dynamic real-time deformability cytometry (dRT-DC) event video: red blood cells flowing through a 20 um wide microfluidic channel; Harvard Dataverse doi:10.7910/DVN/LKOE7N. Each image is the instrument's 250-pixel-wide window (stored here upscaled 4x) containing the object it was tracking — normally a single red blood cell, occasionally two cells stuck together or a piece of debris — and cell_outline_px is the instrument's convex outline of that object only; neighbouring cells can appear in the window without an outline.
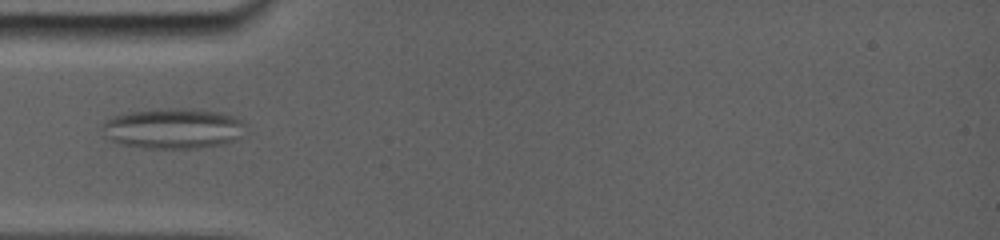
{"species": "common noctule bat (a hibernating species)", "species_latin": "Nyctalus noctula", "temperature_condition": "room temperature", "stored_images_in_passage": 35, "camera_frame_rate_fps": 5000, "um_per_image_px": 0.085, "animal": {"sex": "female", "body_mass_g": 19.0, "forearm_length_mm": 56.7}, "frame": {"image": 1, "passage_image": 1, "time_ms": 0.0, "image_size_px": [1000, 240], "cell_outline_px": [[240, 120], [228, 140], [216, 144], [192, 148], [156, 148], [128, 144], [112, 140], [104, 124], [112, 116], [132, 112], [172, 108], [188, 108], [212, 112], [232, 116]], "centroid_in_image_um": [14.58, 10.89], "position_along_channel_um": 70.4, "area_um2": 30.92}}
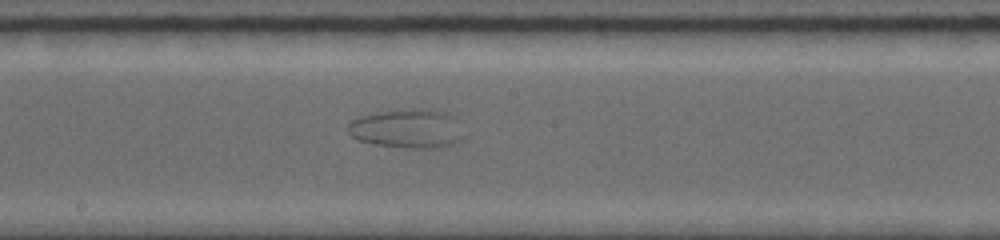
{"frame": {"image": 2, "passage_image": 12, "time_ms": 4.2, "image_size_px": [1000, 240], "cell_outline_px": [[460, 140], [452, 144], [432, 148], [416, 148], [376, 144], [360, 140], [352, 136], [348, 132], [348, 124], [352, 120], [360, 116], [380, 112], [412, 108], [420, 108], [440, 112], [452, 116]], "centroid_in_image_um": [34.5, 10.93], "position_along_channel_um": 213.7, "area_um2": 25.2}}
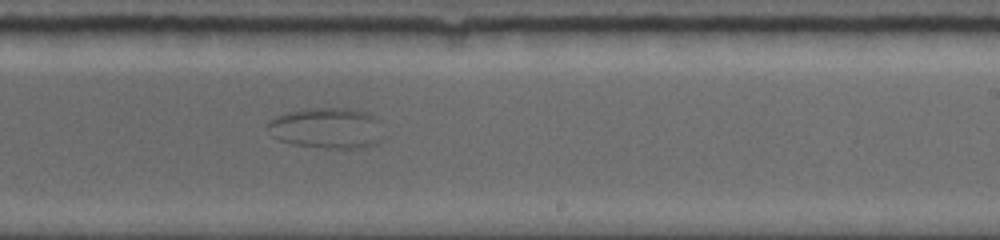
{"frame": {"image": 3, "passage_image": 16, "time_ms": 5.6, "image_size_px": [1000, 240], "cell_outline_px": [[384, 136], [376, 144], [352, 148], [324, 148], [292, 144], [280, 140], [272, 136], [268, 124], [268, 120], [276, 116], [288, 112], [308, 108], [344, 108], [368, 112], [376, 116], [380, 120]], "centroid_in_image_um": [27.83, 10.88], "position_along_channel_um": 261.2, "area_um2": 27.69}}